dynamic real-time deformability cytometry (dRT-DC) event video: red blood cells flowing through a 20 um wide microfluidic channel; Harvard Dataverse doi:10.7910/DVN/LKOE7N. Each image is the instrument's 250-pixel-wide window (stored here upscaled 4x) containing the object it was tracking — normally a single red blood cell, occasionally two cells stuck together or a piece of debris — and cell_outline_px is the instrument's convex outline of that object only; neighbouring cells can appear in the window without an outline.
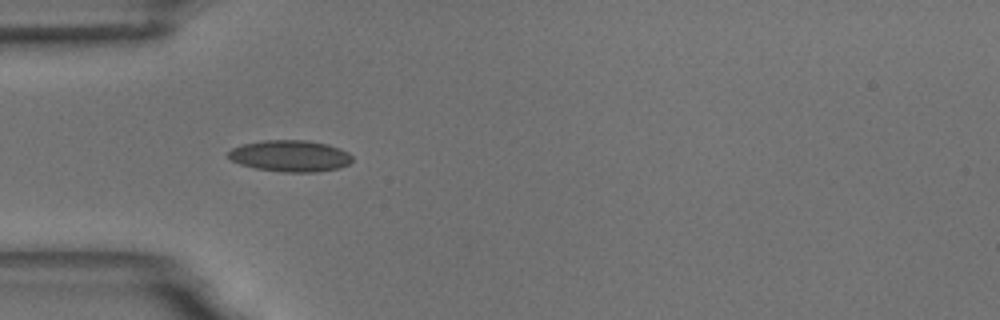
{"species": "common noctule bat (a hibernating species)", "species_latin": "Nyctalus noctula", "temperature_condition": "room temperature", "stored_images_in_passage": 42, "camera_frame_rate_fps": 3000, "um_per_image_px": 0.085, "animal": {"sex": "male", "body_mass_g": 18.8}, "frame": {"image": 1, "passage_image": 7, "time_ms": 2.0, "image_size_px": [1000, 320], "cell_outline_px": [[352, 160], [348, 164], [340, 168], [316, 172], [284, 172], [256, 168], [240, 164], [232, 160], [228, 156], [228, 152], [232, 148], [244, 144], [264, 140], [308, 140], [328, 144], [340, 148], [348, 152], [352, 156]], "centroid_in_image_um": [24.7, 13.25], "position_along_channel_um": 60.3, "area_um2": 22.72}, "authors_computed_cell_mechanics": {"area_um2": 20.6346, "velocity_mm_per_s": 3.6991, "shape_relaxation_time_tau1_ms": 5.9949, "shape_relaxation_time_tau2_ms": 1.749, "deformation_change_tau1": 0.1448, "deformation_change_tau2": 0.0685}}